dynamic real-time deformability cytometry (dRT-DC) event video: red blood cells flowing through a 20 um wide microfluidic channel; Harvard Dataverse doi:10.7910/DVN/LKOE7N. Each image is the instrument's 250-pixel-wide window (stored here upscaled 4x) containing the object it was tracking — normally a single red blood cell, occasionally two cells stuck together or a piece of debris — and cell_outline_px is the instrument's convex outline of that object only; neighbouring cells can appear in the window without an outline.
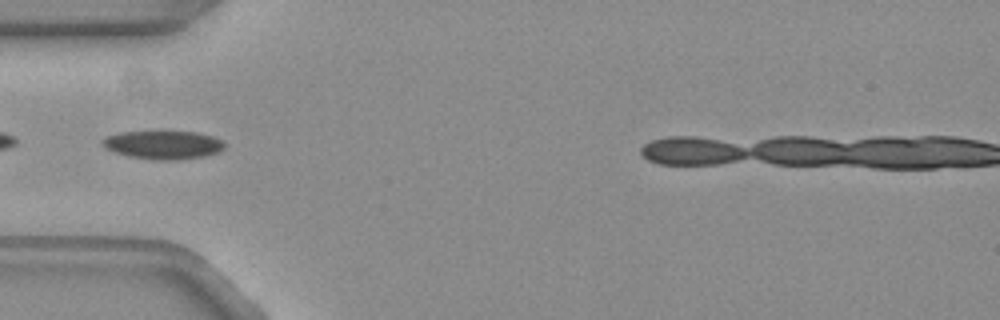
{"species": "common noctule bat (a hibernating species)", "species_latin": "Nyctalus noctula", "temperature_condition": "warm", "stored_images_in_passage": 33, "camera_frame_rate_fps": 3000, "um_per_image_px": 0.085, "animal": {"sex": "female", "body_mass_g": 19.3, "forearm_length_mm": 54.1}, "frame": {"image": 1, "passage_image": 1, "time_ms": 0.0, "image_size_px": [1000, 320], "cell_outline_px": [[224, 148], [216, 152], [204, 156], [180, 160], [152, 160], [128, 156], [104, 148], [100, 144], [100, 140], [108, 136], [120, 132], [196, 132], [212, 136], [220, 140], [224, 144]], "centroid_in_image_um": [13.82, 12.32], "position_along_channel_um": 71.2, "area_um2": 20.11}}